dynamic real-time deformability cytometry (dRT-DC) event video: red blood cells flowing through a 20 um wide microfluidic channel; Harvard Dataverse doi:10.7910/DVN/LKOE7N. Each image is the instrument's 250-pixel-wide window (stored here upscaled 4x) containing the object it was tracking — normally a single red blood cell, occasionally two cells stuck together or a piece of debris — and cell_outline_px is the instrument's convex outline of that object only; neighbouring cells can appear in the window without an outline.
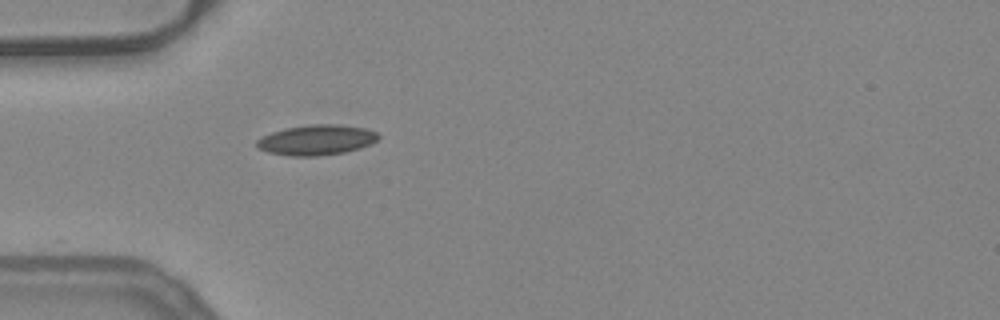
{"species": "common noctule bat (a hibernating species)", "species_latin": "Nyctalus noctula", "temperature_condition": "warm", "stored_images_in_passage": 37, "camera_frame_rate_fps": 3000, "um_per_image_px": 0.085, "animal": {"sex": "female", "body_mass_g": 24.6, "forearm_length_mm": 56.2}, "frame": {"image": 1, "passage_image": 1, "time_ms": 0.0, "image_size_px": [1000, 320], "cell_outline_px": [[380, 136], [376, 140], [360, 148], [344, 152], [316, 156], [292, 156], [268, 152], [256, 148], [256, 140], [272, 132], [284, 128], [312, 124], [336, 124], [364, 128], [376, 132]], "centroid_in_image_um": [26.87, 11.89], "position_along_channel_um": 58.1, "area_um2": 21.27}}
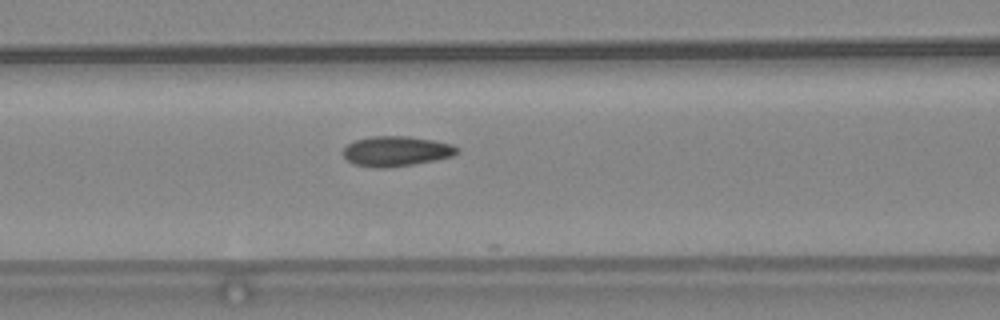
{"frame": {"image": 2, "passage_image": 7, "time_ms": 2.0, "image_size_px": [1000, 320], "cell_outline_px": [[460, 148], [452, 156], [412, 164], [384, 168], [376, 168], [352, 164], [344, 156], [344, 148], [348, 144], [356, 140], [372, 136], [408, 136], [432, 140], [452, 144]], "centroid_in_image_um": [33.66, 12.85], "position_along_channel_um": 132.9, "area_um2": 19.71}}
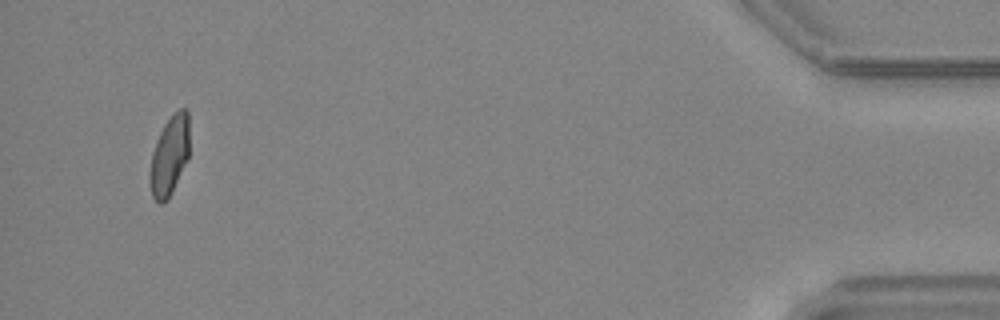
{"frame": {"image": 3, "passage_image": 35, "time_ms": 11.333, "image_size_px": [1000, 320], "cell_outline_px": [[188, 156], [172, 192], [168, 200], [164, 204], [160, 204], [152, 196], [148, 176], [152, 152], [156, 140], [164, 124], [180, 108], [188, 108]], "centroid_in_image_um": [14.37, 13.26], "position_along_channel_um": 420.8, "area_um2": 18.21}, "authors_computed_cell_mechanics": {"area_um2": 19.363, "velocity_mm_per_s": 3.9306, "shape_relaxation_time_tau1_ms": null, "shape_relaxation_time_tau2_ms": 1.2195, "deformation_change_tau1": null, "deformation_change_tau2": 0.0544}}